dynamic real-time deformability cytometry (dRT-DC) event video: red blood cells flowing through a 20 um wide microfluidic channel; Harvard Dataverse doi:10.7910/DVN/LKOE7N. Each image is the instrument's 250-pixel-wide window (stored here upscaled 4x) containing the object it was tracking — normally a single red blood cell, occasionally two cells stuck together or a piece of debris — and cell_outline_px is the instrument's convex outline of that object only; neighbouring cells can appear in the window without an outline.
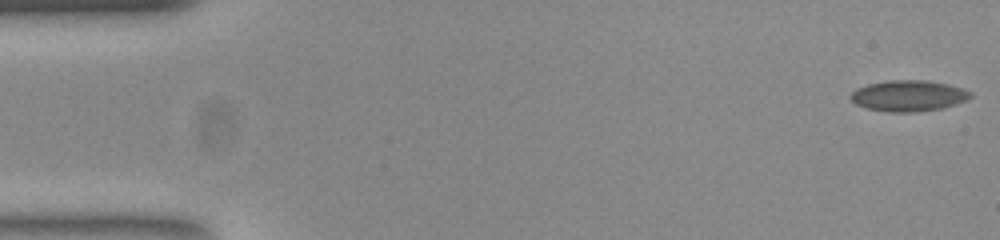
{"species": "common noctule bat (a hibernating species)", "species_latin": "Nyctalus noctula", "temperature_condition": "room temperature", "stored_images_in_passage": 53, "camera_frame_rate_fps": 3000, "um_per_image_px": 0.085, "animal": {"sex": "female", "body_mass_g": 23.0, "forearm_length_mm": 53.4}, "frame": {"image": 1, "passage_image": 1, "time_ms": 0.0, "image_size_px": [1000, 240], "cell_outline_px": [[972, 96], [968, 100], [956, 104], [940, 108], [916, 112], [888, 112], [868, 108], [856, 104], [848, 96], [856, 88], [868, 84], [888, 80], [928, 80], [948, 84], [964, 88], [972, 92]], "centroid_in_image_um": [77.24, 8.13], "position_along_channel_um": 7.8, "area_um2": 21.79}}
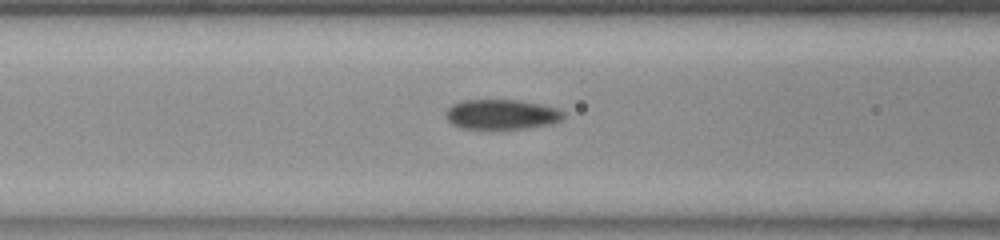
{"frame": {"image": 2, "passage_image": 21, "time_ms": 6.667, "image_size_px": [1000, 240], "cell_outline_px": [[564, 116], [560, 120], [552, 124], [524, 128], [464, 128], [452, 124], [444, 116], [444, 112], [452, 104], [460, 100], [520, 100], [560, 108], [564, 112]], "centroid_in_image_um": [42.63, 9.7], "position_along_channel_um": 124.0, "area_um2": 20.58}}
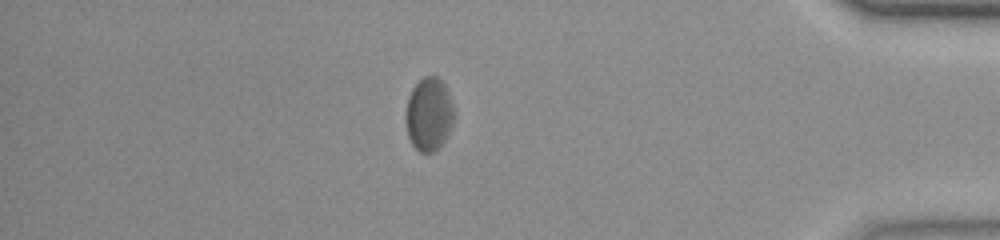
{"frame": {"image": 3, "passage_image": 46, "time_ms": 15.0, "image_size_px": [1000, 240], "cell_outline_px": [[456, 116], [444, 140], [432, 152], [420, 152], [412, 144], [408, 136], [404, 116], [408, 96], [412, 88], [424, 76], [436, 76], [444, 84], [448, 92], [456, 112]], "centroid_in_image_um": [36.45, 9.69], "position_along_channel_um": 398.8, "area_um2": 20.69}, "authors_computed_cell_mechanics": {"area_um2": 20.7502, "velocity_mm_per_s": 3.7775, "shape_relaxation_time_tau1_ms": null, "shape_relaxation_time_tau2_ms": 4.7256, "deformation_change_tau1": null, "deformation_change_tau2": 0.084}}